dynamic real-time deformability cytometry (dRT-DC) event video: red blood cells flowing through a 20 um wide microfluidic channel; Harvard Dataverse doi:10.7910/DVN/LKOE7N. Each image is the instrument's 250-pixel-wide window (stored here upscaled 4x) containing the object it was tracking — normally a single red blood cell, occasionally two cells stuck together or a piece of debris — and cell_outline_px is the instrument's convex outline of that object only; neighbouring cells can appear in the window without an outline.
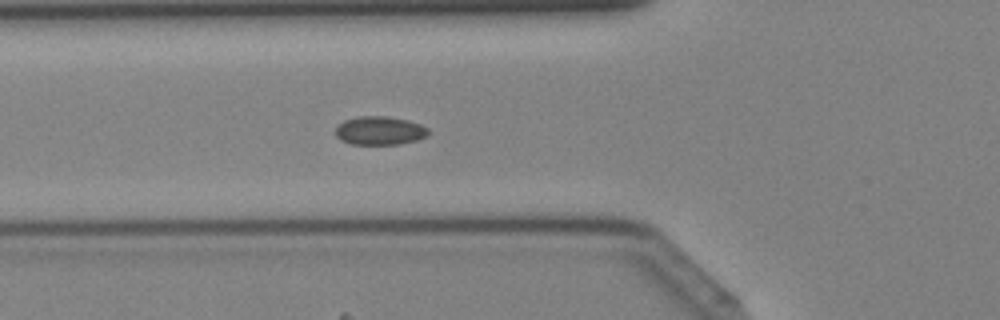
{"species": "Egyptian fruit bat (a non-hibernating species)", "species_latin": "Rousettus aegyptiacus", "temperature_condition": "cold", "stored_images_in_passage": 29, "camera_frame_rate_fps": 3000, "um_per_image_px": 0.085, "animal": {"sex": "female"}, "frame": {"image": 1, "passage_image": 2, "time_ms": 0.333, "image_size_px": [1000, 320], "cell_outline_px": [[428, 136], [416, 140], [400, 144], [352, 144], [340, 140], [336, 136], [336, 124], [344, 120], [360, 116], [384, 116], [408, 120], [420, 124], [428, 128]], "centroid_in_image_um": [32.26, 11.1], "position_along_channel_um": 93.5, "area_um2": 15.49}}
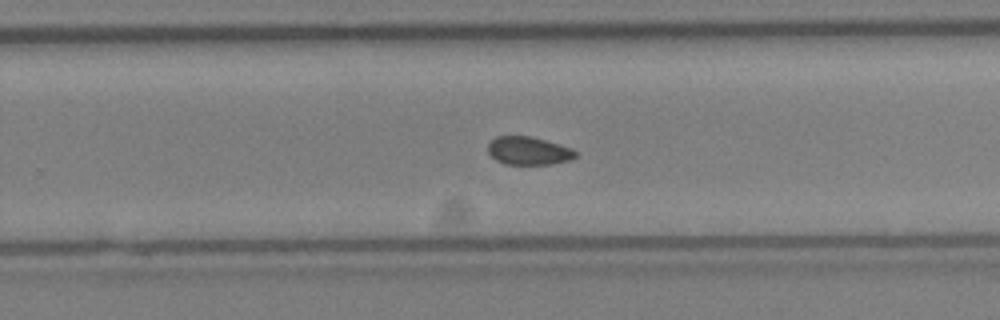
{"frame": {"image": 2, "passage_image": 14, "time_ms": 4.333, "image_size_px": [1000, 320], "cell_outline_px": [[576, 156], [568, 160], [552, 164], [504, 164], [496, 160], [488, 152], [488, 144], [496, 136], [532, 136], [572, 148], [576, 152]], "centroid_in_image_um": [44.91, 12.81], "position_along_channel_um": 284.9, "area_um2": 14.28}}
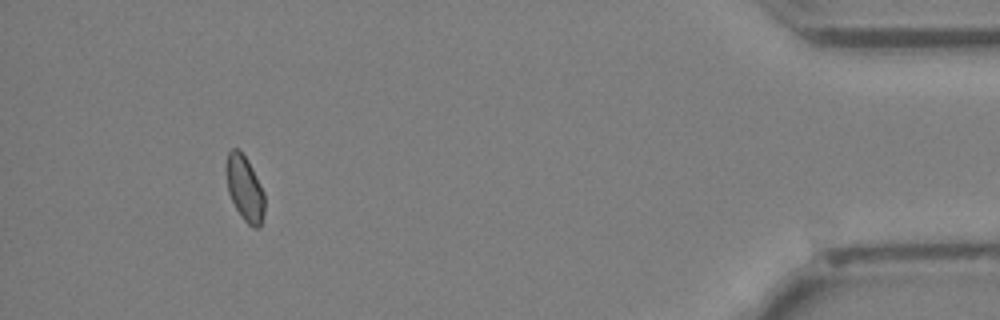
{"frame": {"image": 3, "passage_image": 26, "time_ms": 8.333, "image_size_px": [1000, 320], "cell_outline_px": [[264, 212], [260, 228], [252, 228], [240, 216], [228, 192], [228, 152], [232, 148], [240, 148], [248, 160], [264, 192]], "centroid_in_image_um": [20.84, 16.05], "position_along_channel_um": 414.4, "area_um2": 14.33}}